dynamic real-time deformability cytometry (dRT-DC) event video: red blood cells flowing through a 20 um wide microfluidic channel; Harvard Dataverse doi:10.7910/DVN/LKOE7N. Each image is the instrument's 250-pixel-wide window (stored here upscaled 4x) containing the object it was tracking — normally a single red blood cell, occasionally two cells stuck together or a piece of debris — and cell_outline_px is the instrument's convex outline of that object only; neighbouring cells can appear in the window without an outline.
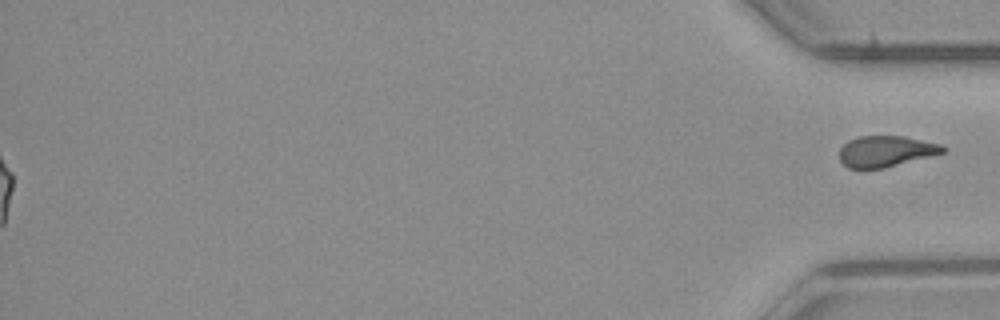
{"species": "common noctule bat (a hibernating species)", "species_latin": "Nyctalus noctula", "temperature_condition": "room temperature", "stored_images_in_passage": 41, "segment_of_instrument_passage": [2, 2], "camera_frame_rate_fps": 3000, "um_per_image_px": 0.085, "animal": {"sex": "male", "body_mass_g": 23.1, "forearm_length_mm": 52.7}, "frame": {"image": 1, "passage_image": 41, "time_ms": 13.333, "image_size_px": [1000, 320], "cell_outline_px": [[948, 148], [944, 152], [884, 168], [848, 168], [840, 160], [840, 148], [848, 140], [860, 136], [904, 136], [940, 144]], "centroid_in_image_um": [75.29, 12.85], "position_along_channel_um": 359.9, "area_um2": 18.5}}